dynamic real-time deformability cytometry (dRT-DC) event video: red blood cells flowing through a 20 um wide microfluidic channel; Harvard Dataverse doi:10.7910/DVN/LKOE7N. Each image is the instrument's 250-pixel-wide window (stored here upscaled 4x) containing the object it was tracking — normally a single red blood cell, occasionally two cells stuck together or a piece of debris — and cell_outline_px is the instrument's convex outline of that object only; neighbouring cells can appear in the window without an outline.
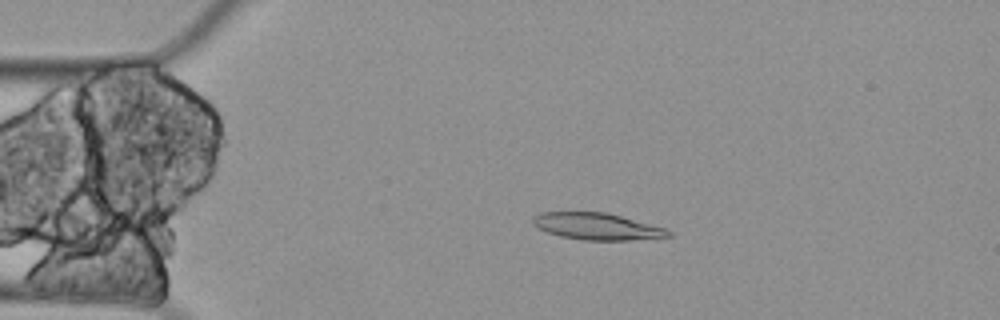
{"species": "Egyptian fruit bat (a non-hibernating species)", "species_latin": "Rousettus aegyptiacus", "temperature_condition": "cold", "stored_images_in_passage": 4, "camera_frame_rate_fps": 3000, "um_per_image_px": 0.085, "animal": {"sex": "female"}, "frame": {"image": 1, "passage_image": 3, "time_ms": 0.667, "image_size_px": [1000, 320], "cell_outline_px": [[672, 236], [632, 240], [584, 240], [560, 236], [536, 228], [532, 224], [532, 216], [540, 212], [604, 212], [620, 216], [664, 228], [672, 232]], "centroid_in_image_um": [50.68, 19.24], "position_along_channel_um": 34.3, "area_um2": 21.04}}